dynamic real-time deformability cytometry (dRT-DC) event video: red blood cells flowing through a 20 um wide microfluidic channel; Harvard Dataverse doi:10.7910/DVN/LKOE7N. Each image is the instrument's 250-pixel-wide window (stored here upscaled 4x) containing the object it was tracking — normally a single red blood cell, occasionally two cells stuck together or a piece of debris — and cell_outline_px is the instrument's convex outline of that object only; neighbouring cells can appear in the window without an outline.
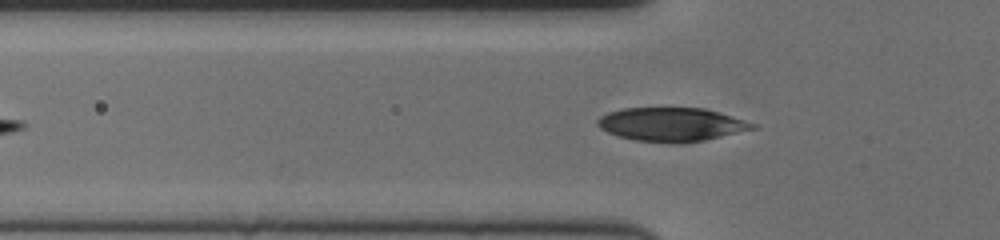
{"species": "human", "species_latin": "Homo sapiens", "temperature_condition": "cold", "stored_images_in_passage": 43, "camera_frame_rate_fps": 3000, "um_per_image_px": 0.085, "donor": {"sex": "female"}, "frame": {"image": 1, "passage_image": 9, "time_ms": 2.667, "image_size_px": [1000, 240], "cell_outline_px": [[756, 128], [704, 140], [684, 144], [668, 144], [636, 140], [620, 136], [608, 132], [600, 128], [596, 124], [596, 120], [600, 116], [608, 112], [624, 108], [704, 108], [744, 120], [756, 124]], "centroid_in_image_um": [57.04, 10.59], "position_along_channel_um": 68.8, "area_um2": 30.4}}
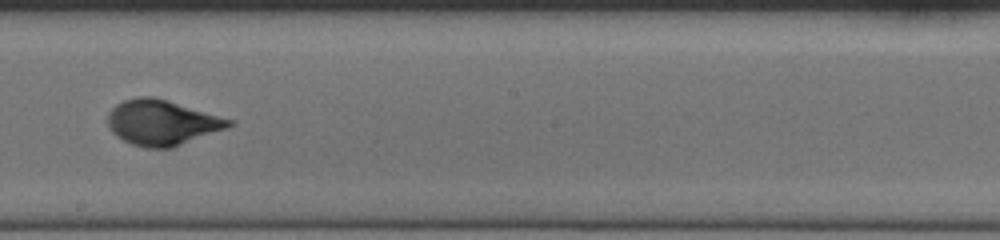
{"frame": {"image": 2, "passage_image": 23, "time_ms": 7.333, "image_size_px": [1000, 240], "cell_outline_px": [[236, 120], [228, 128], [172, 148], [144, 148], [132, 144], [116, 136], [112, 132], [108, 124], [108, 112], [116, 104], [124, 100], [136, 96], [152, 96], [168, 100]], "centroid_in_image_um": [13.79, 10.41], "position_along_channel_um": 234.4, "area_um2": 32.25}}
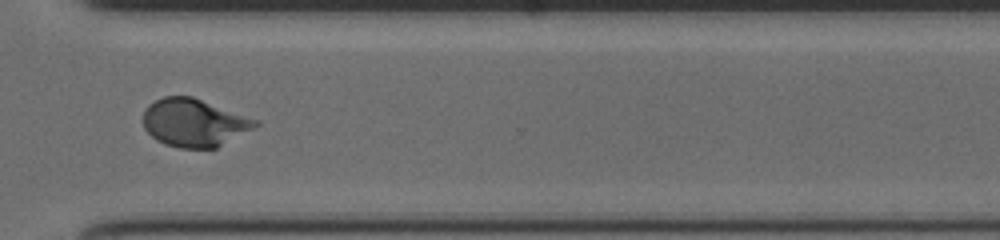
{"frame": {"image": 3, "passage_image": 33, "time_ms": 10.667, "image_size_px": [1000, 240], "cell_outline_px": [[260, 124], [216, 148], [180, 148], [164, 144], [156, 140], [144, 128], [144, 108], [148, 104], [164, 96], [192, 96], [260, 120]], "centroid_in_image_um": [16.5, 10.42], "position_along_channel_um": 354.1, "area_um2": 31.33}, "authors_computed_cell_mechanics": {"area_um2": 31.0386, "velocity_mm_per_s": 3.5713, "shape_relaxation_time_tau1_ms": 3.7156, "shape_relaxation_time_tau2_ms": null, "deformation_change_tau1": 0.1751, "deformation_change_tau2": null}}